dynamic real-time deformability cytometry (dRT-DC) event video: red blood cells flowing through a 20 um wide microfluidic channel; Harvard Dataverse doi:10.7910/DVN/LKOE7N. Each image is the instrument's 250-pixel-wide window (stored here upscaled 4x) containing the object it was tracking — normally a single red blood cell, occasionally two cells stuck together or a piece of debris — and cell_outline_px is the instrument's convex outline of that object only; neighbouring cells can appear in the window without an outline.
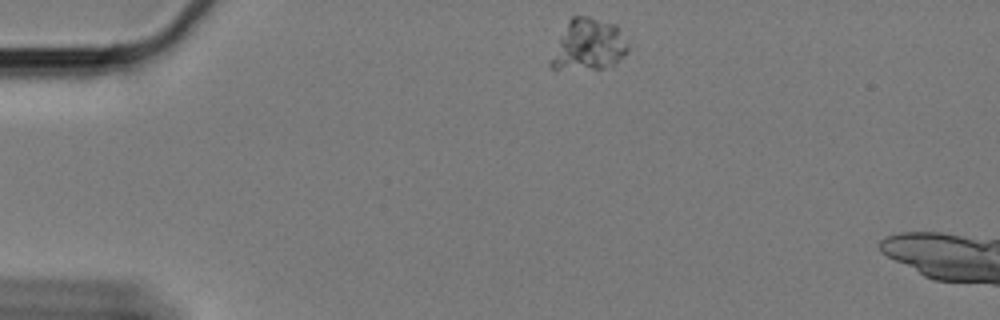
{"species": "Egyptian fruit bat (a non-hibernating species)", "species_latin": "Rousettus aegyptiacus", "temperature_condition": "cold", "stored_images_in_passage": 48, "camera_frame_rate_fps": 3000, "um_per_image_px": 0.085, "animal": {"sex": "female"}, "frame": {"image": 1, "passage_image": 1, "time_ms": 0.0, "image_size_px": [1000, 320], "cell_outline_px": [[628, 52], [624, 56], [612, 64], [604, 68], [548, 68], [548, 64], [568, 20], [572, 16], [588, 16], [616, 24], [620, 28], [628, 44]], "centroid_in_image_um": [50.05, 3.78], "position_along_channel_um": 34.9, "area_um2": 22.77}}
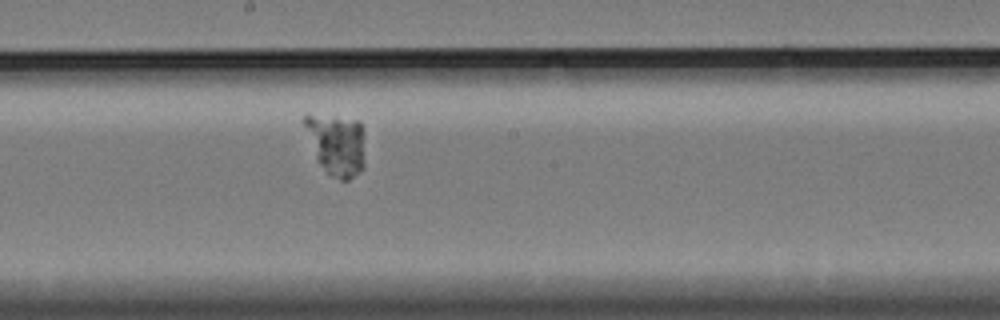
{"frame": {"image": 2, "passage_image": 23, "time_ms": 7.333, "image_size_px": [1000, 320], "cell_outline_px": [[364, 168], [360, 172], [348, 180], [340, 180], [332, 176], [320, 164], [316, 156], [300, 120], [304, 116], [332, 116], [360, 120], [364, 160]], "centroid_in_image_um": [28.59, 12.27], "position_along_channel_um": 219.6, "area_um2": 21.39}}
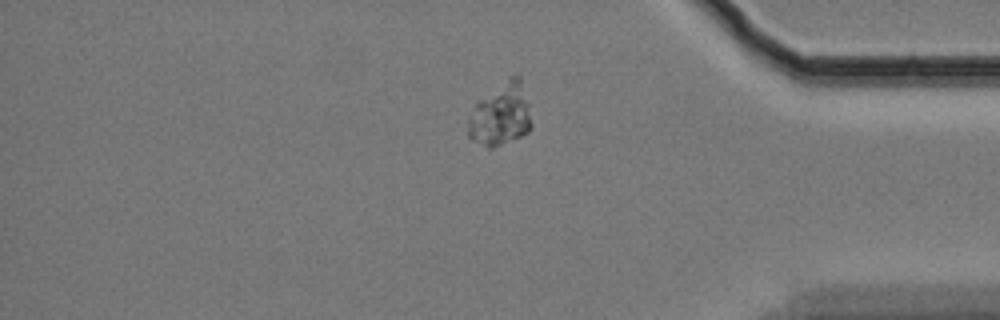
{"frame": {"image": 3, "passage_image": 41, "time_ms": 13.333, "image_size_px": [1000, 320], "cell_outline_px": [[532, 128], [528, 132], [520, 136], [492, 148], [488, 148], [472, 140], [468, 136], [468, 120], [476, 100], [512, 76], [520, 76], [528, 104], [532, 124]], "centroid_in_image_um": [42.54, 9.75], "position_along_channel_um": 392.7, "area_um2": 23.0}}